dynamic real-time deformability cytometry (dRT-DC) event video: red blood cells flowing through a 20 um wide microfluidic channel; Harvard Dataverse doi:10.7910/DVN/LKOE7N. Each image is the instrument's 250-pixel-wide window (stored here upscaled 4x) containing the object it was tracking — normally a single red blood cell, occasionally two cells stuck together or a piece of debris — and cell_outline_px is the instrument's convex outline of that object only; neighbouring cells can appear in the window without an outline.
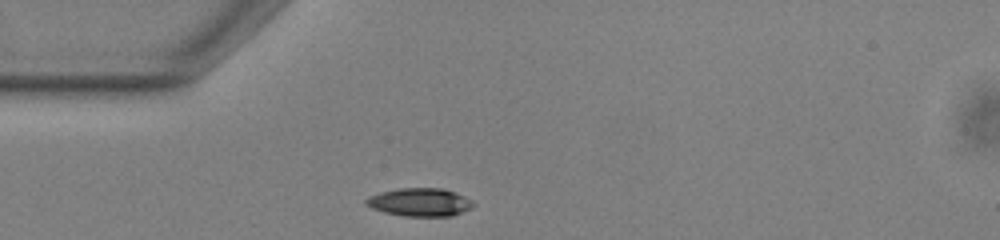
{"species": "common noctule bat (a hibernating species)", "species_latin": "Nyctalus noctula", "temperature_condition": "warm", "stored_images_in_passage": 40, "camera_frame_rate_fps": 3000, "um_per_image_px": 0.085, "animal": {"sex": "male", "body_mass_g": 13.0, "forearm_length_mm": 53.1}, "frame": {"image": 1, "passage_image": 1, "time_ms": 0.0, "image_size_px": [1000, 240], "cell_outline_px": [[476, 204], [472, 208], [452, 216], [404, 216], [384, 212], [372, 208], [364, 204], [364, 200], [368, 196], [380, 192], [400, 188], [444, 188], [456, 192], [472, 200]], "centroid_in_image_um": [35.7, 17.18], "position_along_channel_um": 49.3, "area_um2": 17.8}}
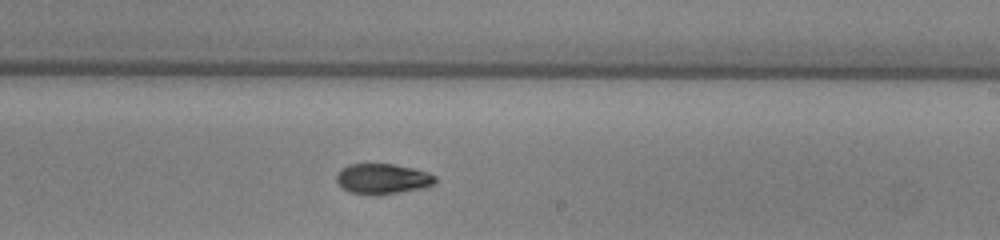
{"frame": {"image": 2, "passage_image": 18, "time_ms": 5.667, "image_size_px": [1000, 240], "cell_outline_px": [[436, 180], [432, 184], [424, 188], [376, 196], [372, 196], [348, 192], [336, 180], [336, 176], [340, 168], [348, 164], [396, 164], [428, 172], [436, 176]], "centroid_in_image_um": [32.5, 15.21], "position_along_channel_um": 256.5, "area_um2": 17.69}}
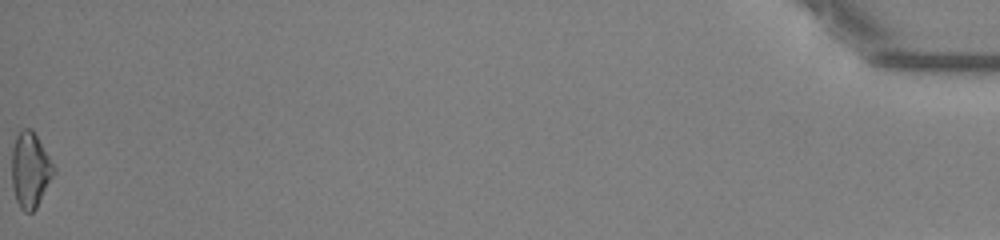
{"frame": {"image": 3, "passage_image": 40, "time_ms": 13.0, "image_size_px": [1000, 240], "cell_outline_px": [[56, 172], [36, 208], [32, 212], [24, 212], [20, 208], [16, 200], [12, 188], [12, 148], [16, 136], [20, 128], [32, 128], [56, 168]], "centroid_in_image_um": [2.57, 14.44], "position_along_channel_um": 432.6, "area_um2": 18.67}, "authors_computed_cell_mechanics": {"area_um2": 17.5423, "velocity_mm_per_s": 3.8736, "shape_relaxation_time_tau1_ms": 5.4777, "shape_relaxation_time_tau2_ms": 6.7292, "deformation_change_tau1": 0.1549, "deformation_change_tau2": 0.1215}}